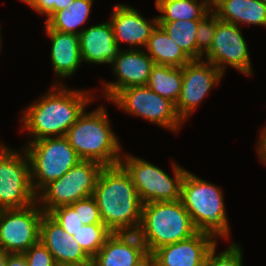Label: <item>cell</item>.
I'll return each instance as SVG.
<instances>
[{"instance_id": "cell-1", "label": "cell", "mask_w": 266, "mask_h": 266, "mask_svg": "<svg viewBox=\"0 0 266 266\" xmlns=\"http://www.w3.org/2000/svg\"><path fill=\"white\" fill-rule=\"evenodd\" d=\"M63 81H54L50 90L21 113V132L27 131L29 142L66 136L69 128L94 101L90 90L69 89ZM94 98V99H93Z\"/></svg>"}, {"instance_id": "cell-2", "label": "cell", "mask_w": 266, "mask_h": 266, "mask_svg": "<svg viewBox=\"0 0 266 266\" xmlns=\"http://www.w3.org/2000/svg\"><path fill=\"white\" fill-rule=\"evenodd\" d=\"M92 196L103 224L112 233L137 232L143 203L130 174L121 164L102 168Z\"/></svg>"}, {"instance_id": "cell-3", "label": "cell", "mask_w": 266, "mask_h": 266, "mask_svg": "<svg viewBox=\"0 0 266 266\" xmlns=\"http://www.w3.org/2000/svg\"><path fill=\"white\" fill-rule=\"evenodd\" d=\"M180 200L197 232L208 234L216 241L219 238L229 240L231 228L222 188L187 170L181 185Z\"/></svg>"}, {"instance_id": "cell-4", "label": "cell", "mask_w": 266, "mask_h": 266, "mask_svg": "<svg viewBox=\"0 0 266 266\" xmlns=\"http://www.w3.org/2000/svg\"><path fill=\"white\" fill-rule=\"evenodd\" d=\"M108 117L104 105L89 112L85 109L69 128L65 137L81 159L103 166L120 164L122 147Z\"/></svg>"}, {"instance_id": "cell-5", "label": "cell", "mask_w": 266, "mask_h": 266, "mask_svg": "<svg viewBox=\"0 0 266 266\" xmlns=\"http://www.w3.org/2000/svg\"><path fill=\"white\" fill-rule=\"evenodd\" d=\"M137 235L147 253L191 238L197 233L190 214L181 200L150 202L143 204Z\"/></svg>"}, {"instance_id": "cell-6", "label": "cell", "mask_w": 266, "mask_h": 266, "mask_svg": "<svg viewBox=\"0 0 266 266\" xmlns=\"http://www.w3.org/2000/svg\"><path fill=\"white\" fill-rule=\"evenodd\" d=\"M120 164L130 174L142 203L175 201L181 198V185L187 170L173 162V177L158 166L129 153Z\"/></svg>"}, {"instance_id": "cell-7", "label": "cell", "mask_w": 266, "mask_h": 266, "mask_svg": "<svg viewBox=\"0 0 266 266\" xmlns=\"http://www.w3.org/2000/svg\"><path fill=\"white\" fill-rule=\"evenodd\" d=\"M23 147L29 157L31 184L36 194L81 160L65 136L32 141Z\"/></svg>"}, {"instance_id": "cell-8", "label": "cell", "mask_w": 266, "mask_h": 266, "mask_svg": "<svg viewBox=\"0 0 266 266\" xmlns=\"http://www.w3.org/2000/svg\"><path fill=\"white\" fill-rule=\"evenodd\" d=\"M103 167L97 161L81 159L61 178L51 181L36 194L39 207L49 213L59 206L92 196Z\"/></svg>"}, {"instance_id": "cell-9", "label": "cell", "mask_w": 266, "mask_h": 266, "mask_svg": "<svg viewBox=\"0 0 266 266\" xmlns=\"http://www.w3.org/2000/svg\"><path fill=\"white\" fill-rule=\"evenodd\" d=\"M7 145L0 151V210L24 208L36 201L29 157Z\"/></svg>"}, {"instance_id": "cell-10", "label": "cell", "mask_w": 266, "mask_h": 266, "mask_svg": "<svg viewBox=\"0 0 266 266\" xmlns=\"http://www.w3.org/2000/svg\"><path fill=\"white\" fill-rule=\"evenodd\" d=\"M109 102L115 104L126 114L143 118L175 134L184 124L176 113L175 105L152 91L147 85L120 90Z\"/></svg>"}, {"instance_id": "cell-11", "label": "cell", "mask_w": 266, "mask_h": 266, "mask_svg": "<svg viewBox=\"0 0 266 266\" xmlns=\"http://www.w3.org/2000/svg\"><path fill=\"white\" fill-rule=\"evenodd\" d=\"M44 212L37 201L24 208L0 210V249L23 254L40 241V223Z\"/></svg>"}, {"instance_id": "cell-12", "label": "cell", "mask_w": 266, "mask_h": 266, "mask_svg": "<svg viewBox=\"0 0 266 266\" xmlns=\"http://www.w3.org/2000/svg\"><path fill=\"white\" fill-rule=\"evenodd\" d=\"M242 34L240 26L221 21L217 16L211 48L202 58H206L224 75L230 66L245 76H253L249 49Z\"/></svg>"}, {"instance_id": "cell-13", "label": "cell", "mask_w": 266, "mask_h": 266, "mask_svg": "<svg viewBox=\"0 0 266 266\" xmlns=\"http://www.w3.org/2000/svg\"><path fill=\"white\" fill-rule=\"evenodd\" d=\"M223 76L218 68L203 58L190 60L182 67V88L175 110L183 123Z\"/></svg>"}, {"instance_id": "cell-14", "label": "cell", "mask_w": 266, "mask_h": 266, "mask_svg": "<svg viewBox=\"0 0 266 266\" xmlns=\"http://www.w3.org/2000/svg\"><path fill=\"white\" fill-rule=\"evenodd\" d=\"M116 80L103 81V97L110 101L120 90L147 85L155 65L144 49H121L110 64Z\"/></svg>"}, {"instance_id": "cell-15", "label": "cell", "mask_w": 266, "mask_h": 266, "mask_svg": "<svg viewBox=\"0 0 266 266\" xmlns=\"http://www.w3.org/2000/svg\"><path fill=\"white\" fill-rule=\"evenodd\" d=\"M110 17L109 22L113 28L115 42L120 49L121 42L127 43L130 49L145 48L158 25V17L145 19L137 9L123 3L113 7Z\"/></svg>"}, {"instance_id": "cell-16", "label": "cell", "mask_w": 266, "mask_h": 266, "mask_svg": "<svg viewBox=\"0 0 266 266\" xmlns=\"http://www.w3.org/2000/svg\"><path fill=\"white\" fill-rule=\"evenodd\" d=\"M217 242L212 236L197 232L189 239L162 246L152 254L157 266H205L207 254Z\"/></svg>"}, {"instance_id": "cell-17", "label": "cell", "mask_w": 266, "mask_h": 266, "mask_svg": "<svg viewBox=\"0 0 266 266\" xmlns=\"http://www.w3.org/2000/svg\"><path fill=\"white\" fill-rule=\"evenodd\" d=\"M40 241L52 254L56 264L91 263L82 247L48 213L40 223Z\"/></svg>"}, {"instance_id": "cell-18", "label": "cell", "mask_w": 266, "mask_h": 266, "mask_svg": "<svg viewBox=\"0 0 266 266\" xmlns=\"http://www.w3.org/2000/svg\"><path fill=\"white\" fill-rule=\"evenodd\" d=\"M147 254L136 232L112 233L92 258L93 266H134Z\"/></svg>"}, {"instance_id": "cell-19", "label": "cell", "mask_w": 266, "mask_h": 266, "mask_svg": "<svg viewBox=\"0 0 266 266\" xmlns=\"http://www.w3.org/2000/svg\"><path fill=\"white\" fill-rule=\"evenodd\" d=\"M79 44L82 61L87 64L109 65L121 50L109 21L86 27L79 34Z\"/></svg>"}, {"instance_id": "cell-20", "label": "cell", "mask_w": 266, "mask_h": 266, "mask_svg": "<svg viewBox=\"0 0 266 266\" xmlns=\"http://www.w3.org/2000/svg\"><path fill=\"white\" fill-rule=\"evenodd\" d=\"M51 40L50 62L56 77H72L82 64L79 35L62 33L44 26Z\"/></svg>"}, {"instance_id": "cell-21", "label": "cell", "mask_w": 266, "mask_h": 266, "mask_svg": "<svg viewBox=\"0 0 266 266\" xmlns=\"http://www.w3.org/2000/svg\"><path fill=\"white\" fill-rule=\"evenodd\" d=\"M221 21L266 27V2L263 0H214L212 10Z\"/></svg>"}, {"instance_id": "cell-22", "label": "cell", "mask_w": 266, "mask_h": 266, "mask_svg": "<svg viewBox=\"0 0 266 266\" xmlns=\"http://www.w3.org/2000/svg\"><path fill=\"white\" fill-rule=\"evenodd\" d=\"M145 47L147 54L158 65L183 67L190 61L160 25L153 30Z\"/></svg>"}, {"instance_id": "cell-23", "label": "cell", "mask_w": 266, "mask_h": 266, "mask_svg": "<svg viewBox=\"0 0 266 266\" xmlns=\"http://www.w3.org/2000/svg\"><path fill=\"white\" fill-rule=\"evenodd\" d=\"M94 0H74L67 9L55 12L46 22L50 29L79 35L86 27ZM80 29H79V28Z\"/></svg>"}, {"instance_id": "cell-24", "label": "cell", "mask_w": 266, "mask_h": 266, "mask_svg": "<svg viewBox=\"0 0 266 266\" xmlns=\"http://www.w3.org/2000/svg\"><path fill=\"white\" fill-rule=\"evenodd\" d=\"M147 86L176 105L182 88V67L155 64Z\"/></svg>"}, {"instance_id": "cell-25", "label": "cell", "mask_w": 266, "mask_h": 266, "mask_svg": "<svg viewBox=\"0 0 266 266\" xmlns=\"http://www.w3.org/2000/svg\"><path fill=\"white\" fill-rule=\"evenodd\" d=\"M158 21L202 20L212 10L195 0H155Z\"/></svg>"}, {"instance_id": "cell-26", "label": "cell", "mask_w": 266, "mask_h": 266, "mask_svg": "<svg viewBox=\"0 0 266 266\" xmlns=\"http://www.w3.org/2000/svg\"><path fill=\"white\" fill-rule=\"evenodd\" d=\"M200 20L158 21L190 60H197L196 31Z\"/></svg>"}, {"instance_id": "cell-27", "label": "cell", "mask_w": 266, "mask_h": 266, "mask_svg": "<svg viewBox=\"0 0 266 266\" xmlns=\"http://www.w3.org/2000/svg\"><path fill=\"white\" fill-rule=\"evenodd\" d=\"M112 232L104 224L83 225L74 235L75 241L92 259Z\"/></svg>"}, {"instance_id": "cell-28", "label": "cell", "mask_w": 266, "mask_h": 266, "mask_svg": "<svg viewBox=\"0 0 266 266\" xmlns=\"http://www.w3.org/2000/svg\"><path fill=\"white\" fill-rule=\"evenodd\" d=\"M217 244L208 252L205 266H243V248L239 243L231 242L218 255Z\"/></svg>"}, {"instance_id": "cell-29", "label": "cell", "mask_w": 266, "mask_h": 266, "mask_svg": "<svg viewBox=\"0 0 266 266\" xmlns=\"http://www.w3.org/2000/svg\"><path fill=\"white\" fill-rule=\"evenodd\" d=\"M216 26L217 15L213 11H211L202 20L199 21V25L196 31L197 59H202V57L211 48Z\"/></svg>"}, {"instance_id": "cell-30", "label": "cell", "mask_w": 266, "mask_h": 266, "mask_svg": "<svg viewBox=\"0 0 266 266\" xmlns=\"http://www.w3.org/2000/svg\"><path fill=\"white\" fill-rule=\"evenodd\" d=\"M59 225L72 236L83 226L78 213L70 205L59 206L48 213Z\"/></svg>"}, {"instance_id": "cell-31", "label": "cell", "mask_w": 266, "mask_h": 266, "mask_svg": "<svg viewBox=\"0 0 266 266\" xmlns=\"http://www.w3.org/2000/svg\"><path fill=\"white\" fill-rule=\"evenodd\" d=\"M70 206L78 213L83 225L103 224L100 210L93 196L77 200Z\"/></svg>"}, {"instance_id": "cell-32", "label": "cell", "mask_w": 266, "mask_h": 266, "mask_svg": "<svg viewBox=\"0 0 266 266\" xmlns=\"http://www.w3.org/2000/svg\"><path fill=\"white\" fill-rule=\"evenodd\" d=\"M27 260L28 266H56L52 254L39 241L38 243L29 247V249L23 253Z\"/></svg>"}, {"instance_id": "cell-33", "label": "cell", "mask_w": 266, "mask_h": 266, "mask_svg": "<svg viewBox=\"0 0 266 266\" xmlns=\"http://www.w3.org/2000/svg\"><path fill=\"white\" fill-rule=\"evenodd\" d=\"M24 3L40 15L47 16L45 22L55 13V0H26Z\"/></svg>"}, {"instance_id": "cell-34", "label": "cell", "mask_w": 266, "mask_h": 266, "mask_svg": "<svg viewBox=\"0 0 266 266\" xmlns=\"http://www.w3.org/2000/svg\"><path fill=\"white\" fill-rule=\"evenodd\" d=\"M260 135L258 136L259 139L256 142V151H257V156H259L260 161L266 165V126L262 127L260 130Z\"/></svg>"}, {"instance_id": "cell-35", "label": "cell", "mask_w": 266, "mask_h": 266, "mask_svg": "<svg viewBox=\"0 0 266 266\" xmlns=\"http://www.w3.org/2000/svg\"><path fill=\"white\" fill-rule=\"evenodd\" d=\"M5 266H28L27 260L23 254H8Z\"/></svg>"}, {"instance_id": "cell-36", "label": "cell", "mask_w": 266, "mask_h": 266, "mask_svg": "<svg viewBox=\"0 0 266 266\" xmlns=\"http://www.w3.org/2000/svg\"><path fill=\"white\" fill-rule=\"evenodd\" d=\"M134 266H157L156 259L152 253H147Z\"/></svg>"}, {"instance_id": "cell-37", "label": "cell", "mask_w": 266, "mask_h": 266, "mask_svg": "<svg viewBox=\"0 0 266 266\" xmlns=\"http://www.w3.org/2000/svg\"><path fill=\"white\" fill-rule=\"evenodd\" d=\"M73 1L74 0H55V12L62 9H67Z\"/></svg>"}, {"instance_id": "cell-38", "label": "cell", "mask_w": 266, "mask_h": 266, "mask_svg": "<svg viewBox=\"0 0 266 266\" xmlns=\"http://www.w3.org/2000/svg\"><path fill=\"white\" fill-rule=\"evenodd\" d=\"M8 254L6 251L3 249H0V266H5Z\"/></svg>"}, {"instance_id": "cell-39", "label": "cell", "mask_w": 266, "mask_h": 266, "mask_svg": "<svg viewBox=\"0 0 266 266\" xmlns=\"http://www.w3.org/2000/svg\"><path fill=\"white\" fill-rule=\"evenodd\" d=\"M56 266H93L91 263H67V264H57Z\"/></svg>"}, {"instance_id": "cell-40", "label": "cell", "mask_w": 266, "mask_h": 266, "mask_svg": "<svg viewBox=\"0 0 266 266\" xmlns=\"http://www.w3.org/2000/svg\"><path fill=\"white\" fill-rule=\"evenodd\" d=\"M195 1L205 3L211 10H213L214 0H195Z\"/></svg>"}, {"instance_id": "cell-41", "label": "cell", "mask_w": 266, "mask_h": 266, "mask_svg": "<svg viewBox=\"0 0 266 266\" xmlns=\"http://www.w3.org/2000/svg\"><path fill=\"white\" fill-rule=\"evenodd\" d=\"M2 40H3V38H2V35H1V27H0V50H1V47H2L1 45H3L2 44Z\"/></svg>"}, {"instance_id": "cell-42", "label": "cell", "mask_w": 266, "mask_h": 266, "mask_svg": "<svg viewBox=\"0 0 266 266\" xmlns=\"http://www.w3.org/2000/svg\"><path fill=\"white\" fill-rule=\"evenodd\" d=\"M2 141H0V151L5 147V144L1 143Z\"/></svg>"}]
</instances>
